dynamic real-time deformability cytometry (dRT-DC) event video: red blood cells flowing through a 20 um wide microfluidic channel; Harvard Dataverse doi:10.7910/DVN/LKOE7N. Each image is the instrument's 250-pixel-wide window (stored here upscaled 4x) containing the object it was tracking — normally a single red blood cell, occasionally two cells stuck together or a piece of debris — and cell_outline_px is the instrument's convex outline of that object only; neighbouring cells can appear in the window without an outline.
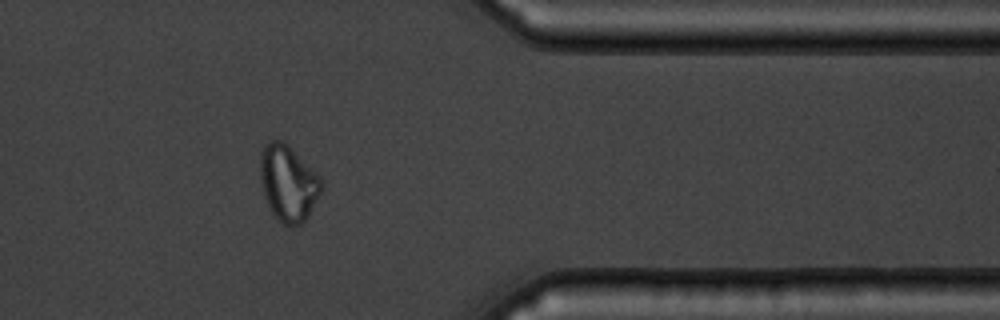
{"species": "common noctule bat (a hibernating species)", "species_latin": "Nyctalus noctula", "temperature_condition": "warm", "stored_images_in_passage": 39, "camera_frame_rate_fps": 3000, "um_per_image_px": 0.085, "animal": {"sex": "male", "body_mass_g": 19.5, "forearm_length_mm": 54.6}, "frame": {"image": 1, "passage_image": 28, "time_ms": 9.0, "image_size_px": [1000, 320], "cell_outline_px": [[324, 188], [308, 216], [300, 224], [288, 228], [276, 220], [264, 196], [260, 180], [260, 152], [264, 144], [268, 140], [280, 140], [288, 144], [320, 176], [324, 184]], "centroid_in_image_um": [24.5, 15.57], "position_along_channel_um": 386.9, "area_um2": 27.63}, "authors_computed_cell_mechanics": {"area_um2": 26.8192, "velocity_mm_per_s": 3.7597, "shape_relaxation_time_tau1_ms": null, "shape_relaxation_time_tau2_ms": 1.5517, "deformation_change_tau1": null, "deformation_change_tau2": 0.0485}}